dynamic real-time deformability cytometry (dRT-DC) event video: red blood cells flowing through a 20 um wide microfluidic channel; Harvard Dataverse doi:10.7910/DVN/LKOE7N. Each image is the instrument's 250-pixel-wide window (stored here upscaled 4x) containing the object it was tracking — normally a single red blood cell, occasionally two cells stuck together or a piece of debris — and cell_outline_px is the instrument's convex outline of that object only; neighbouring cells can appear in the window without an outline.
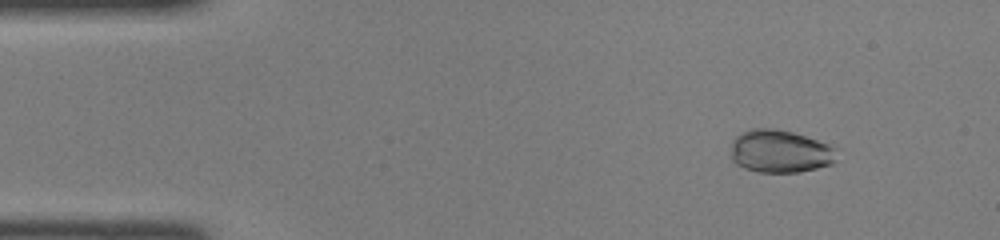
{"species": "common noctule bat (a hibernating species)", "species_latin": "Nyctalus noctula", "temperature_condition": "room temperature", "stored_images_in_passage": 46, "camera_frame_rate_fps": 3000, "um_per_image_px": 0.085, "animal": {"sex": "female", "body_mass_g": 22.0, "forearm_length_mm": 56.7}, "frame": {"image": 1, "passage_image": 5, "time_ms": 1.333, "image_size_px": [1000, 240], "cell_outline_px": [[836, 160], [832, 164], [800, 172], [760, 172], [744, 168], [736, 164], [732, 160], [732, 140], [736, 136], [752, 128], [776, 128], [792, 132], [828, 144], [836, 148]], "centroid_in_image_um": [66.3, 12.87], "position_along_channel_um": 18.7, "area_um2": 26.36}}
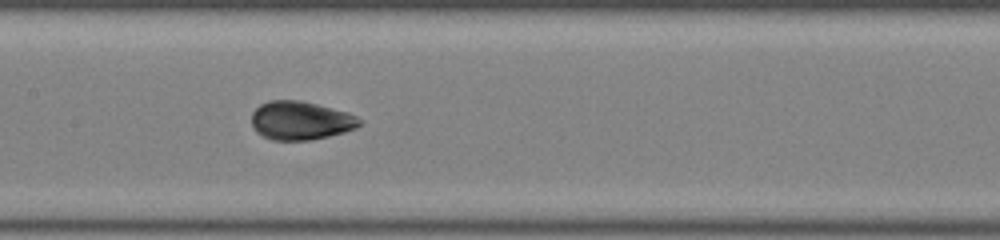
{"frame": {"image": 2, "passage_image": 22, "time_ms": 7.0, "image_size_px": [1000, 240], "cell_outline_px": [[360, 124], [356, 128], [344, 132], [312, 140], [272, 140], [256, 132], [252, 128], [252, 112], [260, 104], [268, 100], [300, 100], [348, 112], [356, 116], [360, 120]], "centroid_in_image_um": [25.52, 10.24], "position_along_channel_um": 181.9, "area_um2": 24.28}}
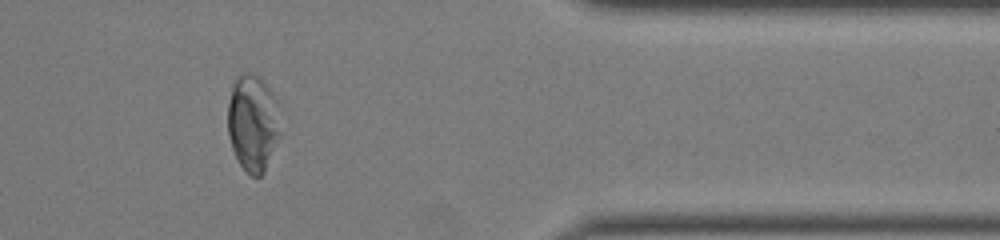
{"frame": {"image": 3, "passage_image": 38, "time_ms": 12.333, "image_size_px": [1000, 240], "cell_outline_px": [[280, 136], [264, 172], [260, 176], [252, 176], [240, 164], [232, 148], [228, 132], [228, 104], [232, 88], [236, 76], [240, 72], [248, 72], [260, 76], [264, 80], [272, 92], [276, 100], [280, 132]], "centroid_in_image_um": [21.49, 10.4], "position_along_channel_um": 389.9, "area_um2": 29.59}}